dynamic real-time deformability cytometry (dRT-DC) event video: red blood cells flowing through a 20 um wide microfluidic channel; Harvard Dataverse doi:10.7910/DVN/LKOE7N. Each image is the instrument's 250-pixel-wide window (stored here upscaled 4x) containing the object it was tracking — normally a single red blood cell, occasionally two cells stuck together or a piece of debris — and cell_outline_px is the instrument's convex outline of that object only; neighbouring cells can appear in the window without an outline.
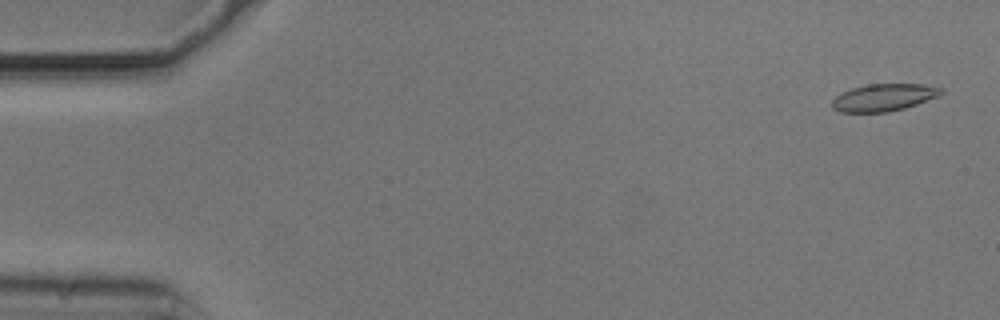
{"species": "common noctule bat (a hibernating species)", "species_latin": "Nyctalus noctula", "temperature_condition": "cold", "stored_images_in_passage": 14, "camera_frame_rate_fps": 3000, "um_per_image_px": 0.085, "animal": {"sex": "male", "body_mass_g": 20.5, "forearm_length_mm": 52.5}, "frame": {"image": 1, "passage_image": 2, "time_ms": 0.333, "image_size_px": [1000, 320], "cell_outline_px": [[944, 92], [940, 96], [904, 108], [888, 112], [840, 112], [832, 108], [832, 100], [840, 92], [852, 88], [868, 84], [924, 84], [944, 88]], "centroid_in_image_um": [75.14, 8.28], "position_along_channel_um": 9.9, "area_um2": 17.46}}
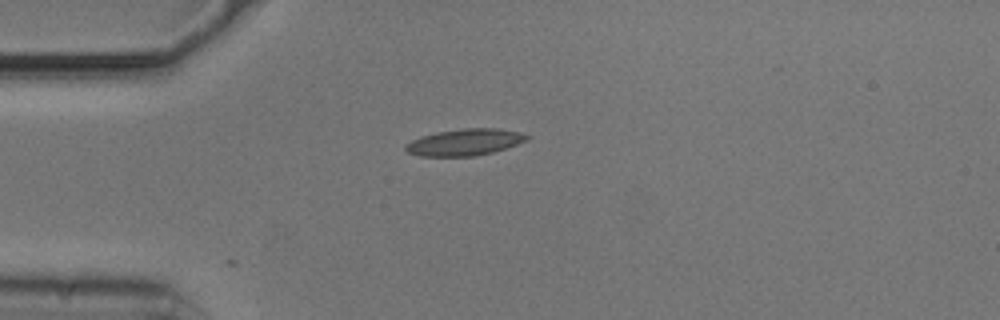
{"frame": {"image": 2, "passage_image": 14, "time_ms": 4.333, "image_size_px": [1000, 320], "cell_outline_px": [[532, 136], [528, 140], [492, 152], [476, 156], [420, 156], [408, 152], [404, 148], [404, 144], [420, 136], [436, 132], [464, 128], [496, 128], [520, 132]], "centroid_in_image_um": [39.49, 12.08], "position_along_channel_um": 45.5, "area_um2": 18.84}}